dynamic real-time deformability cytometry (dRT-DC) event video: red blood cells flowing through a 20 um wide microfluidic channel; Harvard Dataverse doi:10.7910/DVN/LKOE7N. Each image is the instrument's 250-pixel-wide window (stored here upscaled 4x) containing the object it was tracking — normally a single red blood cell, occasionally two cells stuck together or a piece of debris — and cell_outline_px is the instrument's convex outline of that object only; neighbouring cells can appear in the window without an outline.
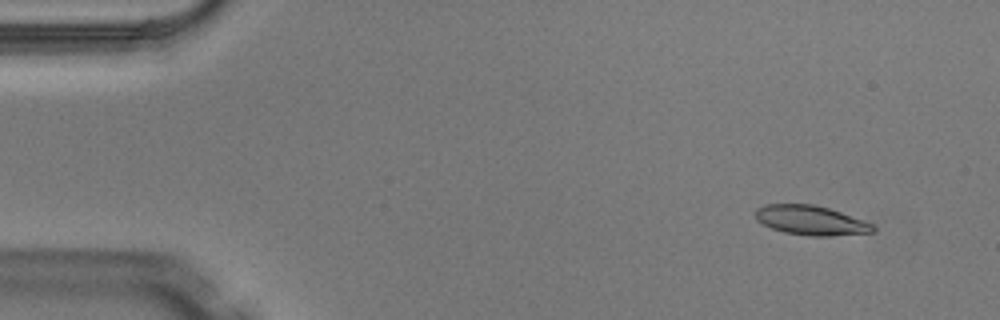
{"species": "Egyptian fruit bat (a non-hibernating species)", "species_latin": "Rousettus aegyptiacus", "temperature_condition": "warm", "stored_images_in_passage": 2, "camera_frame_rate_fps": 3000, "um_per_image_px": 0.085, "animal": {"sex": "male"}, "frame": {"image": 1, "passage_image": 1, "time_ms": 0.0, "image_size_px": [1000, 320], "cell_outline_px": [[876, 228], [872, 232], [832, 236], [808, 236], [784, 232], [772, 228], [756, 220], [756, 208], [768, 204], [812, 204], [828, 208], [864, 220], [872, 224]], "centroid_in_image_um": [68.92, 18.73], "position_along_channel_um": 16.1, "area_um2": 20.06}}